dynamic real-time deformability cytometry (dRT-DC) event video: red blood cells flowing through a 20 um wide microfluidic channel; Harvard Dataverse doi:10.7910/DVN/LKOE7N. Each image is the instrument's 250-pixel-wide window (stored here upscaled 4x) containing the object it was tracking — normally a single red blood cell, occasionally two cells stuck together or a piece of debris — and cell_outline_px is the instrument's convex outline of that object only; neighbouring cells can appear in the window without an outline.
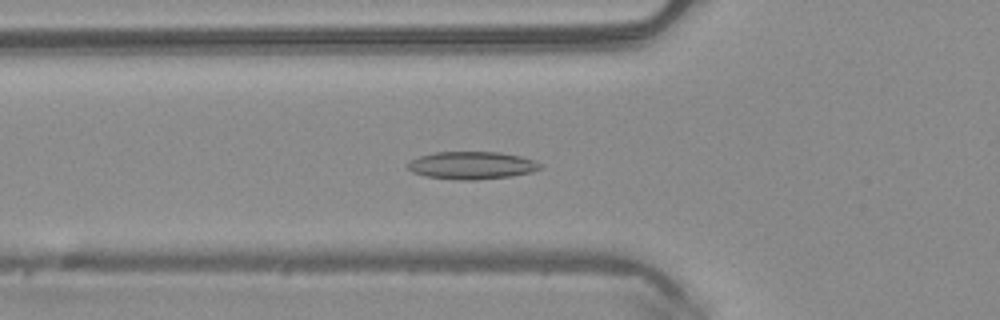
{"species": "common noctule bat (a hibernating species)", "species_latin": "Nyctalus noctula", "temperature_condition": "warm", "stored_images_in_passage": 50, "camera_frame_rate_fps": 3000, "um_per_image_px": 0.085, "animal": {"sex": "male", "body_mass_g": 20.4}, "frame": {"image": 1, "passage_image": 18, "time_ms": 5.667, "image_size_px": [1000, 320], "cell_outline_px": [[540, 168], [532, 172], [512, 176], [476, 180], [456, 180], [424, 176], [412, 172], [408, 168], [408, 160], [420, 156], [436, 152], [500, 152], [520, 156], [536, 160], [540, 164]], "centroid_in_image_um": [40.09, 14.06], "position_along_channel_um": 85.7, "area_um2": 21.44}}
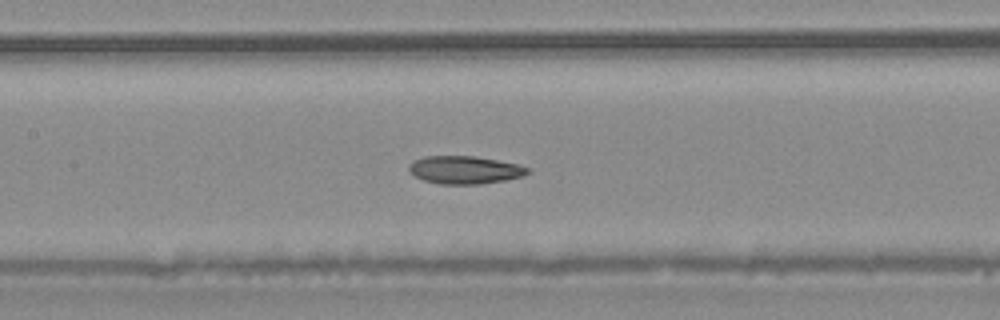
{"frame": {"image": 2, "passage_image": 24, "time_ms": 7.667, "image_size_px": [1000, 320], "cell_outline_px": [[532, 172], [524, 176], [504, 180], [480, 184], [440, 184], [424, 180], [408, 172], [408, 164], [412, 160], [424, 156], [472, 156], [496, 160], [516, 164], [532, 168]], "centroid_in_image_um": [39.5, 14.44], "position_along_channel_um": 167.9, "area_um2": 19.42}}
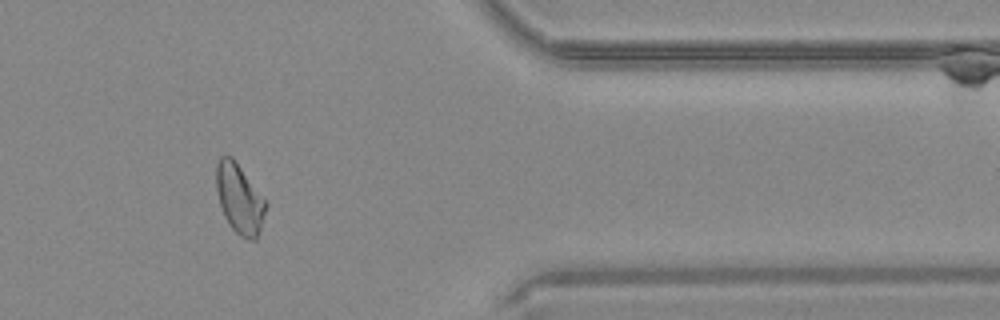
{"frame": {"image": 3, "passage_image": 42, "time_ms": 13.667, "image_size_px": [1000, 320], "cell_outline_px": [[268, 204], [256, 240], [248, 240], [240, 236], [228, 224], [224, 216], [220, 204], [216, 188], [216, 164], [220, 156], [232, 156]], "centroid_in_image_um": [20.34, 16.9], "position_along_channel_um": 391.1, "area_um2": 19.94}, "authors_computed_cell_mechanics": {"area_um2": 20.3745, "velocity_mm_per_s": 4.068, "shape_relaxation_time_tau1_ms": null, "shape_relaxation_time_tau2_ms": 3.5635, "deformation_change_tau1": null, "deformation_change_tau2": 0.1065}}